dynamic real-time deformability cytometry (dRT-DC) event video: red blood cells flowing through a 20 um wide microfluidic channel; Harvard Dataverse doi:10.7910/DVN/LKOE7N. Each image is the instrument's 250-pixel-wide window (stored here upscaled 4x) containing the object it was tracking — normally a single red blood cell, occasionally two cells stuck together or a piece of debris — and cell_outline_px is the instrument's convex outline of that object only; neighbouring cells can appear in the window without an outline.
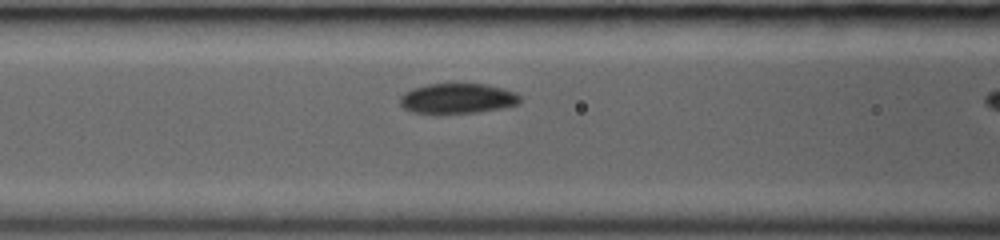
{"species": "common noctule bat (a hibernating species)", "species_latin": "Nyctalus noctula", "temperature_condition": "room temperature", "stored_images_in_passage": 10, "camera_frame_rate_fps": 3000, "um_per_image_px": 0.085, "animal": {"sex": "female", "body_mass_g": 19.0, "forearm_length_mm": 53.3}, "frame": {"image": 1, "passage_image": 9, "time_ms": 2.667, "image_size_px": [1000, 240], "cell_outline_px": [[520, 104], [500, 108], [476, 112], [436, 116], [412, 112], [404, 108], [400, 104], [400, 96], [404, 92], [412, 88], [428, 84], [484, 84], [504, 88], [516, 92], [520, 96]], "centroid_in_image_um": [38.84, 8.4], "position_along_channel_um": 127.8, "area_um2": 21.73}}